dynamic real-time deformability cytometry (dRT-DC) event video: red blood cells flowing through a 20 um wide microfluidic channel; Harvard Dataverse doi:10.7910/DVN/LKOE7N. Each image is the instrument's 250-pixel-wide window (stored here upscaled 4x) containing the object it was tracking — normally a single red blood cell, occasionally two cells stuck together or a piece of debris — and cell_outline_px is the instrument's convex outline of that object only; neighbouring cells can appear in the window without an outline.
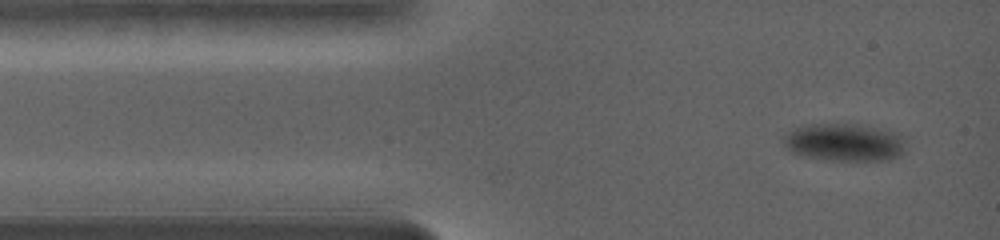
{"species": "common noctule bat (a hibernating species)", "species_latin": "Nyctalus noctula", "temperature_condition": "warm", "stored_images_in_passage": 35, "camera_frame_rate_fps": 5000, "um_per_image_px": 0.085, "animal": {"sex": "female", "body_mass_g": 19.0, "forearm_length_mm": 56.7}, "frame": {"image": 1, "passage_image": 1, "time_ms": 0.0, "image_size_px": [1000, 240], "cell_outline_px": [[908, 136], [900, 148], [896, 152], [884, 156], [836, 156], [808, 152], [796, 148], [788, 144], [788, 140], [792, 132], [796, 128], [812, 124], [852, 124], [908, 132]], "centroid_in_image_um": [72.01, 11.9], "position_along_channel_um": 13.0, "area_um2": 22.72}}
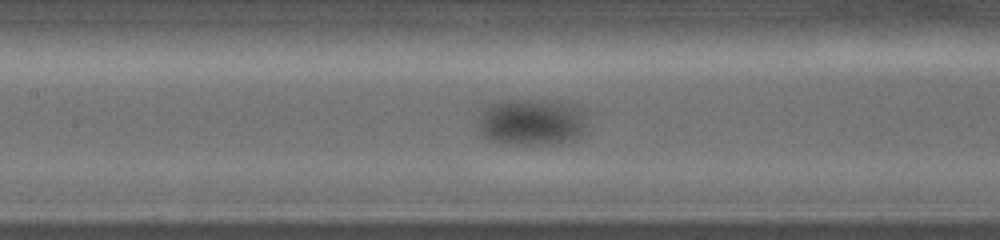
{"frame": {"image": 2, "passage_image": 11, "time_ms": 6.0, "image_size_px": [1000, 240], "cell_outline_px": [[572, 128], [568, 136], [564, 140], [552, 144], [500, 144], [492, 140], [488, 132], [488, 128], [492, 112], [500, 104], [552, 104], [568, 116], [572, 124]], "centroid_in_image_um": [44.94, 10.58], "position_along_channel_um": 162.5, "area_um2": 21.39}}
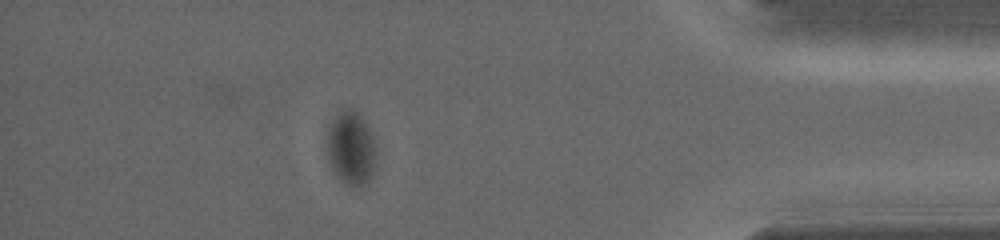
{"frame": {"image": 3, "passage_image": 26, "time_ms": 14.6, "image_size_px": [1000, 240], "cell_outline_px": [[372, 172], [368, 184], [352, 188], [336, 176], [332, 168], [328, 152], [328, 136], [336, 120], [340, 116], [356, 116], [360, 120], [372, 144]], "centroid_in_image_um": [29.8, 12.88], "position_along_channel_um": 405.4, "area_um2": 18.21}}